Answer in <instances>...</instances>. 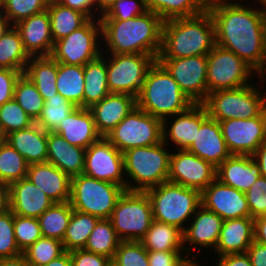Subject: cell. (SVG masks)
<instances>
[{
  "label": "cell",
  "mask_w": 266,
  "mask_h": 266,
  "mask_svg": "<svg viewBox=\"0 0 266 266\" xmlns=\"http://www.w3.org/2000/svg\"><path fill=\"white\" fill-rule=\"evenodd\" d=\"M63 6L81 11L86 14L90 19L99 18L95 15V0H56ZM97 16V17H96Z\"/></svg>",
  "instance_id": "obj_55"
},
{
  "label": "cell",
  "mask_w": 266,
  "mask_h": 266,
  "mask_svg": "<svg viewBox=\"0 0 266 266\" xmlns=\"http://www.w3.org/2000/svg\"><path fill=\"white\" fill-rule=\"evenodd\" d=\"M31 56L24 48L20 33L12 25L0 38V68L24 73Z\"/></svg>",
  "instance_id": "obj_37"
},
{
  "label": "cell",
  "mask_w": 266,
  "mask_h": 266,
  "mask_svg": "<svg viewBox=\"0 0 266 266\" xmlns=\"http://www.w3.org/2000/svg\"><path fill=\"white\" fill-rule=\"evenodd\" d=\"M167 147L162 141L156 145L132 148L123 153L127 191L145 192L168 181L173 147L171 150Z\"/></svg>",
  "instance_id": "obj_5"
},
{
  "label": "cell",
  "mask_w": 266,
  "mask_h": 266,
  "mask_svg": "<svg viewBox=\"0 0 266 266\" xmlns=\"http://www.w3.org/2000/svg\"><path fill=\"white\" fill-rule=\"evenodd\" d=\"M2 2H3V0H0V9H1V6H2Z\"/></svg>",
  "instance_id": "obj_70"
},
{
  "label": "cell",
  "mask_w": 266,
  "mask_h": 266,
  "mask_svg": "<svg viewBox=\"0 0 266 266\" xmlns=\"http://www.w3.org/2000/svg\"><path fill=\"white\" fill-rule=\"evenodd\" d=\"M187 151L216 168L231 155L223 138L220 123L209 116L201 123L195 142Z\"/></svg>",
  "instance_id": "obj_24"
},
{
  "label": "cell",
  "mask_w": 266,
  "mask_h": 266,
  "mask_svg": "<svg viewBox=\"0 0 266 266\" xmlns=\"http://www.w3.org/2000/svg\"><path fill=\"white\" fill-rule=\"evenodd\" d=\"M215 42V26L210 12L163 22L158 58H185L207 55Z\"/></svg>",
  "instance_id": "obj_3"
},
{
  "label": "cell",
  "mask_w": 266,
  "mask_h": 266,
  "mask_svg": "<svg viewBox=\"0 0 266 266\" xmlns=\"http://www.w3.org/2000/svg\"><path fill=\"white\" fill-rule=\"evenodd\" d=\"M256 85V86H255ZM254 81L237 89L217 90L202 103L208 116L219 121L251 119L266 109V93Z\"/></svg>",
  "instance_id": "obj_7"
},
{
  "label": "cell",
  "mask_w": 266,
  "mask_h": 266,
  "mask_svg": "<svg viewBox=\"0 0 266 266\" xmlns=\"http://www.w3.org/2000/svg\"><path fill=\"white\" fill-rule=\"evenodd\" d=\"M47 11L50 16L51 34L54 43L81 28L90 20L81 11L63 6L56 0H50Z\"/></svg>",
  "instance_id": "obj_33"
},
{
  "label": "cell",
  "mask_w": 266,
  "mask_h": 266,
  "mask_svg": "<svg viewBox=\"0 0 266 266\" xmlns=\"http://www.w3.org/2000/svg\"><path fill=\"white\" fill-rule=\"evenodd\" d=\"M126 189L115 183L84 174L71 178L70 204L74 210L99 219H110L113 209Z\"/></svg>",
  "instance_id": "obj_8"
},
{
  "label": "cell",
  "mask_w": 266,
  "mask_h": 266,
  "mask_svg": "<svg viewBox=\"0 0 266 266\" xmlns=\"http://www.w3.org/2000/svg\"><path fill=\"white\" fill-rule=\"evenodd\" d=\"M65 252L62 241L41 237L22 252L30 266H43Z\"/></svg>",
  "instance_id": "obj_44"
},
{
  "label": "cell",
  "mask_w": 266,
  "mask_h": 266,
  "mask_svg": "<svg viewBox=\"0 0 266 266\" xmlns=\"http://www.w3.org/2000/svg\"><path fill=\"white\" fill-rule=\"evenodd\" d=\"M189 256H192V257H188V255L185 254V257L176 265V266H200V265H203V264H200L201 262H198L195 261V256L197 255H190ZM191 258V259H190Z\"/></svg>",
  "instance_id": "obj_65"
},
{
  "label": "cell",
  "mask_w": 266,
  "mask_h": 266,
  "mask_svg": "<svg viewBox=\"0 0 266 266\" xmlns=\"http://www.w3.org/2000/svg\"><path fill=\"white\" fill-rule=\"evenodd\" d=\"M48 132L36 123L23 130H16L5 136V141L10 144L28 164L47 162Z\"/></svg>",
  "instance_id": "obj_30"
},
{
  "label": "cell",
  "mask_w": 266,
  "mask_h": 266,
  "mask_svg": "<svg viewBox=\"0 0 266 266\" xmlns=\"http://www.w3.org/2000/svg\"><path fill=\"white\" fill-rule=\"evenodd\" d=\"M84 66L58 63V93L76 107L84 108Z\"/></svg>",
  "instance_id": "obj_35"
},
{
  "label": "cell",
  "mask_w": 266,
  "mask_h": 266,
  "mask_svg": "<svg viewBox=\"0 0 266 266\" xmlns=\"http://www.w3.org/2000/svg\"><path fill=\"white\" fill-rule=\"evenodd\" d=\"M191 219L183 231L184 253H188L187 255H189L191 250L196 249V254L198 255L200 253L201 255V251H205V248L206 250L210 249V251H214L224 220L202 205L198 207Z\"/></svg>",
  "instance_id": "obj_19"
},
{
  "label": "cell",
  "mask_w": 266,
  "mask_h": 266,
  "mask_svg": "<svg viewBox=\"0 0 266 266\" xmlns=\"http://www.w3.org/2000/svg\"><path fill=\"white\" fill-rule=\"evenodd\" d=\"M5 140V136L3 135L1 129H0V143Z\"/></svg>",
  "instance_id": "obj_69"
},
{
  "label": "cell",
  "mask_w": 266,
  "mask_h": 266,
  "mask_svg": "<svg viewBox=\"0 0 266 266\" xmlns=\"http://www.w3.org/2000/svg\"><path fill=\"white\" fill-rule=\"evenodd\" d=\"M254 241V219L242 217L225 220L213 253L217 256L246 253Z\"/></svg>",
  "instance_id": "obj_26"
},
{
  "label": "cell",
  "mask_w": 266,
  "mask_h": 266,
  "mask_svg": "<svg viewBox=\"0 0 266 266\" xmlns=\"http://www.w3.org/2000/svg\"><path fill=\"white\" fill-rule=\"evenodd\" d=\"M146 11L145 0H116L99 20H127Z\"/></svg>",
  "instance_id": "obj_50"
},
{
  "label": "cell",
  "mask_w": 266,
  "mask_h": 266,
  "mask_svg": "<svg viewBox=\"0 0 266 266\" xmlns=\"http://www.w3.org/2000/svg\"><path fill=\"white\" fill-rule=\"evenodd\" d=\"M246 253L252 266H266V245L253 241Z\"/></svg>",
  "instance_id": "obj_57"
},
{
  "label": "cell",
  "mask_w": 266,
  "mask_h": 266,
  "mask_svg": "<svg viewBox=\"0 0 266 266\" xmlns=\"http://www.w3.org/2000/svg\"><path fill=\"white\" fill-rule=\"evenodd\" d=\"M72 266H105L109 258L98 255L84 249H76L69 252Z\"/></svg>",
  "instance_id": "obj_53"
},
{
  "label": "cell",
  "mask_w": 266,
  "mask_h": 266,
  "mask_svg": "<svg viewBox=\"0 0 266 266\" xmlns=\"http://www.w3.org/2000/svg\"><path fill=\"white\" fill-rule=\"evenodd\" d=\"M72 212L70 202L54 203L37 218L42 236L63 241Z\"/></svg>",
  "instance_id": "obj_39"
},
{
  "label": "cell",
  "mask_w": 266,
  "mask_h": 266,
  "mask_svg": "<svg viewBox=\"0 0 266 266\" xmlns=\"http://www.w3.org/2000/svg\"><path fill=\"white\" fill-rule=\"evenodd\" d=\"M242 2L208 0L207 10L214 22L216 44L235 53L256 71L264 58L266 17L260 5L252 8Z\"/></svg>",
  "instance_id": "obj_1"
},
{
  "label": "cell",
  "mask_w": 266,
  "mask_h": 266,
  "mask_svg": "<svg viewBox=\"0 0 266 266\" xmlns=\"http://www.w3.org/2000/svg\"><path fill=\"white\" fill-rule=\"evenodd\" d=\"M252 157L259 166L261 176L266 178V142L260 145Z\"/></svg>",
  "instance_id": "obj_59"
},
{
  "label": "cell",
  "mask_w": 266,
  "mask_h": 266,
  "mask_svg": "<svg viewBox=\"0 0 266 266\" xmlns=\"http://www.w3.org/2000/svg\"><path fill=\"white\" fill-rule=\"evenodd\" d=\"M184 251H148L149 266H176L185 256Z\"/></svg>",
  "instance_id": "obj_54"
},
{
  "label": "cell",
  "mask_w": 266,
  "mask_h": 266,
  "mask_svg": "<svg viewBox=\"0 0 266 266\" xmlns=\"http://www.w3.org/2000/svg\"><path fill=\"white\" fill-rule=\"evenodd\" d=\"M113 260L118 266H149L148 251L140 241H121Z\"/></svg>",
  "instance_id": "obj_48"
},
{
  "label": "cell",
  "mask_w": 266,
  "mask_h": 266,
  "mask_svg": "<svg viewBox=\"0 0 266 266\" xmlns=\"http://www.w3.org/2000/svg\"><path fill=\"white\" fill-rule=\"evenodd\" d=\"M22 74L18 70L0 68V106L13 99L16 82Z\"/></svg>",
  "instance_id": "obj_52"
},
{
  "label": "cell",
  "mask_w": 266,
  "mask_h": 266,
  "mask_svg": "<svg viewBox=\"0 0 266 266\" xmlns=\"http://www.w3.org/2000/svg\"><path fill=\"white\" fill-rule=\"evenodd\" d=\"M115 1L116 0H95V14L97 13L100 18Z\"/></svg>",
  "instance_id": "obj_63"
},
{
  "label": "cell",
  "mask_w": 266,
  "mask_h": 266,
  "mask_svg": "<svg viewBox=\"0 0 266 266\" xmlns=\"http://www.w3.org/2000/svg\"><path fill=\"white\" fill-rule=\"evenodd\" d=\"M201 205L219 215L224 221L251 217L245 192L215 179L201 192Z\"/></svg>",
  "instance_id": "obj_18"
},
{
  "label": "cell",
  "mask_w": 266,
  "mask_h": 266,
  "mask_svg": "<svg viewBox=\"0 0 266 266\" xmlns=\"http://www.w3.org/2000/svg\"><path fill=\"white\" fill-rule=\"evenodd\" d=\"M259 166L252 156L230 155L218 167L216 179L239 191L246 192L260 177Z\"/></svg>",
  "instance_id": "obj_27"
},
{
  "label": "cell",
  "mask_w": 266,
  "mask_h": 266,
  "mask_svg": "<svg viewBox=\"0 0 266 266\" xmlns=\"http://www.w3.org/2000/svg\"><path fill=\"white\" fill-rule=\"evenodd\" d=\"M107 55V81L110 93H125L137 98L147 71L157 59L145 54Z\"/></svg>",
  "instance_id": "obj_13"
},
{
  "label": "cell",
  "mask_w": 266,
  "mask_h": 266,
  "mask_svg": "<svg viewBox=\"0 0 266 266\" xmlns=\"http://www.w3.org/2000/svg\"><path fill=\"white\" fill-rule=\"evenodd\" d=\"M110 220L122 241H140L154 220L147 193L125 190L118 199Z\"/></svg>",
  "instance_id": "obj_9"
},
{
  "label": "cell",
  "mask_w": 266,
  "mask_h": 266,
  "mask_svg": "<svg viewBox=\"0 0 266 266\" xmlns=\"http://www.w3.org/2000/svg\"><path fill=\"white\" fill-rule=\"evenodd\" d=\"M253 2H255L256 5H258L257 3H259L261 5L262 11L266 17V0H255Z\"/></svg>",
  "instance_id": "obj_67"
},
{
  "label": "cell",
  "mask_w": 266,
  "mask_h": 266,
  "mask_svg": "<svg viewBox=\"0 0 266 266\" xmlns=\"http://www.w3.org/2000/svg\"><path fill=\"white\" fill-rule=\"evenodd\" d=\"M14 26L31 57L51 56L54 41L47 9L17 22Z\"/></svg>",
  "instance_id": "obj_21"
},
{
  "label": "cell",
  "mask_w": 266,
  "mask_h": 266,
  "mask_svg": "<svg viewBox=\"0 0 266 266\" xmlns=\"http://www.w3.org/2000/svg\"><path fill=\"white\" fill-rule=\"evenodd\" d=\"M251 218L255 219L266 214V178L258 177L245 192Z\"/></svg>",
  "instance_id": "obj_51"
},
{
  "label": "cell",
  "mask_w": 266,
  "mask_h": 266,
  "mask_svg": "<svg viewBox=\"0 0 266 266\" xmlns=\"http://www.w3.org/2000/svg\"><path fill=\"white\" fill-rule=\"evenodd\" d=\"M69 144L87 149L101 136L98 134L89 108L77 107L54 131Z\"/></svg>",
  "instance_id": "obj_29"
},
{
  "label": "cell",
  "mask_w": 266,
  "mask_h": 266,
  "mask_svg": "<svg viewBox=\"0 0 266 266\" xmlns=\"http://www.w3.org/2000/svg\"><path fill=\"white\" fill-rule=\"evenodd\" d=\"M9 209L22 217L38 218L54 202L28 178L8 186Z\"/></svg>",
  "instance_id": "obj_23"
},
{
  "label": "cell",
  "mask_w": 266,
  "mask_h": 266,
  "mask_svg": "<svg viewBox=\"0 0 266 266\" xmlns=\"http://www.w3.org/2000/svg\"><path fill=\"white\" fill-rule=\"evenodd\" d=\"M28 163L5 140L0 143V183L10 184L27 178Z\"/></svg>",
  "instance_id": "obj_41"
},
{
  "label": "cell",
  "mask_w": 266,
  "mask_h": 266,
  "mask_svg": "<svg viewBox=\"0 0 266 266\" xmlns=\"http://www.w3.org/2000/svg\"><path fill=\"white\" fill-rule=\"evenodd\" d=\"M162 120L136 106L106 138L120 152L163 141Z\"/></svg>",
  "instance_id": "obj_10"
},
{
  "label": "cell",
  "mask_w": 266,
  "mask_h": 266,
  "mask_svg": "<svg viewBox=\"0 0 266 266\" xmlns=\"http://www.w3.org/2000/svg\"><path fill=\"white\" fill-rule=\"evenodd\" d=\"M13 99L34 122L38 120L44 108L45 100L33 82L24 74L16 82Z\"/></svg>",
  "instance_id": "obj_43"
},
{
  "label": "cell",
  "mask_w": 266,
  "mask_h": 266,
  "mask_svg": "<svg viewBox=\"0 0 266 266\" xmlns=\"http://www.w3.org/2000/svg\"><path fill=\"white\" fill-rule=\"evenodd\" d=\"M146 8L163 21L192 17L207 9L208 0H145Z\"/></svg>",
  "instance_id": "obj_36"
},
{
  "label": "cell",
  "mask_w": 266,
  "mask_h": 266,
  "mask_svg": "<svg viewBox=\"0 0 266 266\" xmlns=\"http://www.w3.org/2000/svg\"><path fill=\"white\" fill-rule=\"evenodd\" d=\"M100 22L102 47H107L102 50L104 54H145L158 58L164 21L156 13L147 10L131 19Z\"/></svg>",
  "instance_id": "obj_2"
},
{
  "label": "cell",
  "mask_w": 266,
  "mask_h": 266,
  "mask_svg": "<svg viewBox=\"0 0 266 266\" xmlns=\"http://www.w3.org/2000/svg\"><path fill=\"white\" fill-rule=\"evenodd\" d=\"M101 22L90 19L84 26L56 41L51 57L58 63L84 66L102 54ZM101 42V46H100Z\"/></svg>",
  "instance_id": "obj_12"
},
{
  "label": "cell",
  "mask_w": 266,
  "mask_h": 266,
  "mask_svg": "<svg viewBox=\"0 0 266 266\" xmlns=\"http://www.w3.org/2000/svg\"><path fill=\"white\" fill-rule=\"evenodd\" d=\"M140 242L147 251H184L183 231L156 220H153Z\"/></svg>",
  "instance_id": "obj_34"
},
{
  "label": "cell",
  "mask_w": 266,
  "mask_h": 266,
  "mask_svg": "<svg viewBox=\"0 0 266 266\" xmlns=\"http://www.w3.org/2000/svg\"><path fill=\"white\" fill-rule=\"evenodd\" d=\"M43 266H72L70 253L68 251H65L58 258Z\"/></svg>",
  "instance_id": "obj_61"
},
{
  "label": "cell",
  "mask_w": 266,
  "mask_h": 266,
  "mask_svg": "<svg viewBox=\"0 0 266 266\" xmlns=\"http://www.w3.org/2000/svg\"><path fill=\"white\" fill-rule=\"evenodd\" d=\"M105 266H118V265L112 259V260H109L108 263Z\"/></svg>",
  "instance_id": "obj_68"
},
{
  "label": "cell",
  "mask_w": 266,
  "mask_h": 266,
  "mask_svg": "<svg viewBox=\"0 0 266 266\" xmlns=\"http://www.w3.org/2000/svg\"><path fill=\"white\" fill-rule=\"evenodd\" d=\"M76 108L58 93L45 101L42 113L35 123L46 132H54Z\"/></svg>",
  "instance_id": "obj_42"
},
{
  "label": "cell",
  "mask_w": 266,
  "mask_h": 266,
  "mask_svg": "<svg viewBox=\"0 0 266 266\" xmlns=\"http://www.w3.org/2000/svg\"><path fill=\"white\" fill-rule=\"evenodd\" d=\"M9 209L8 186L0 183V214Z\"/></svg>",
  "instance_id": "obj_62"
},
{
  "label": "cell",
  "mask_w": 266,
  "mask_h": 266,
  "mask_svg": "<svg viewBox=\"0 0 266 266\" xmlns=\"http://www.w3.org/2000/svg\"><path fill=\"white\" fill-rule=\"evenodd\" d=\"M13 224L16 244L21 252L42 237L37 218L22 217L13 214Z\"/></svg>",
  "instance_id": "obj_47"
},
{
  "label": "cell",
  "mask_w": 266,
  "mask_h": 266,
  "mask_svg": "<svg viewBox=\"0 0 266 266\" xmlns=\"http://www.w3.org/2000/svg\"><path fill=\"white\" fill-rule=\"evenodd\" d=\"M20 254L22 252L19 250L14 236L13 213L8 209L0 214V259Z\"/></svg>",
  "instance_id": "obj_49"
},
{
  "label": "cell",
  "mask_w": 266,
  "mask_h": 266,
  "mask_svg": "<svg viewBox=\"0 0 266 266\" xmlns=\"http://www.w3.org/2000/svg\"><path fill=\"white\" fill-rule=\"evenodd\" d=\"M145 192L151 202L153 219L174 225L182 231L201 205L199 190L169 181Z\"/></svg>",
  "instance_id": "obj_6"
},
{
  "label": "cell",
  "mask_w": 266,
  "mask_h": 266,
  "mask_svg": "<svg viewBox=\"0 0 266 266\" xmlns=\"http://www.w3.org/2000/svg\"><path fill=\"white\" fill-rule=\"evenodd\" d=\"M47 162L55 165L71 178L83 174L85 168V150L69 144L61 135L48 132Z\"/></svg>",
  "instance_id": "obj_28"
},
{
  "label": "cell",
  "mask_w": 266,
  "mask_h": 266,
  "mask_svg": "<svg viewBox=\"0 0 266 266\" xmlns=\"http://www.w3.org/2000/svg\"><path fill=\"white\" fill-rule=\"evenodd\" d=\"M110 219H99L89 235L84 250L112 260L121 243Z\"/></svg>",
  "instance_id": "obj_38"
},
{
  "label": "cell",
  "mask_w": 266,
  "mask_h": 266,
  "mask_svg": "<svg viewBox=\"0 0 266 266\" xmlns=\"http://www.w3.org/2000/svg\"><path fill=\"white\" fill-rule=\"evenodd\" d=\"M84 79V108H90L110 93L104 52L97 59L84 65Z\"/></svg>",
  "instance_id": "obj_32"
},
{
  "label": "cell",
  "mask_w": 266,
  "mask_h": 266,
  "mask_svg": "<svg viewBox=\"0 0 266 266\" xmlns=\"http://www.w3.org/2000/svg\"><path fill=\"white\" fill-rule=\"evenodd\" d=\"M0 266H30L23 254L15 257L1 258Z\"/></svg>",
  "instance_id": "obj_60"
},
{
  "label": "cell",
  "mask_w": 266,
  "mask_h": 266,
  "mask_svg": "<svg viewBox=\"0 0 266 266\" xmlns=\"http://www.w3.org/2000/svg\"><path fill=\"white\" fill-rule=\"evenodd\" d=\"M35 124L34 120L14 100L0 106V129L4 136L16 130H23Z\"/></svg>",
  "instance_id": "obj_45"
},
{
  "label": "cell",
  "mask_w": 266,
  "mask_h": 266,
  "mask_svg": "<svg viewBox=\"0 0 266 266\" xmlns=\"http://www.w3.org/2000/svg\"><path fill=\"white\" fill-rule=\"evenodd\" d=\"M84 175L123 186L126 176L123 153L106 137H100L85 150Z\"/></svg>",
  "instance_id": "obj_15"
},
{
  "label": "cell",
  "mask_w": 266,
  "mask_h": 266,
  "mask_svg": "<svg viewBox=\"0 0 266 266\" xmlns=\"http://www.w3.org/2000/svg\"><path fill=\"white\" fill-rule=\"evenodd\" d=\"M223 138L231 155L252 156L266 137V109L251 119L219 121Z\"/></svg>",
  "instance_id": "obj_16"
},
{
  "label": "cell",
  "mask_w": 266,
  "mask_h": 266,
  "mask_svg": "<svg viewBox=\"0 0 266 266\" xmlns=\"http://www.w3.org/2000/svg\"><path fill=\"white\" fill-rule=\"evenodd\" d=\"M12 26L8 18L0 10V38Z\"/></svg>",
  "instance_id": "obj_66"
},
{
  "label": "cell",
  "mask_w": 266,
  "mask_h": 266,
  "mask_svg": "<svg viewBox=\"0 0 266 266\" xmlns=\"http://www.w3.org/2000/svg\"><path fill=\"white\" fill-rule=\"evenodd\" d=\"M50 0H3L1 11L12 25L47 9Z\"/></svg>",
  "instance_id": "obj_46"
},
{
  "label": "cell",
  "mask_w": 266,
  "mask_h": 266,
  "mask_svg": "<svg viewBox=\"0 0 266 266\" xmlns=\"http://www.w3.org/2000/svg\"><path fill=\"white\" fill-rule=\"evenodd\" d=\"M27 178L54 203L70 201L71 177L55 165L48 162L29 164Z\"/></svg>",
  "instance_id": "obj_25"
},
{
  "label": "cell",
  "mask_w": 266,
  "mask_h": 266,
  "mask_svg": "<svg viewBox=\"0 0 266 266\" xmlns=\"http://www.w3.org/2000/svg\"><path fill=\"white\" fill-rule=\"evenodd\" d=\"M217 168L185 150L172 151L168 181L202 192L216 179Z\"/></svg>",
  "instance_id": "obj_17"
},
{
  "label": "cell",
  "mask_w": 266,
  "mask_h": 266,
  "mask_svg": "<svg viewBox=\"0 0 266 266\" xmlns=\"http://www.w3.org/2000/svg\"><path fill=\"white\" fill-rule=\"evenodd\" d=\"M207 117L208 113L203 104H193L186 111L171 116V119L174 118L170 121L171 124L168 118L164 119L162 121L163 142L170 146L171 141V144L173 143L177 148L175 150H188L195 142L201 123Z\"/></svg>",
  "instance_id": "obj_20"
},
{
  "label": "cell",
  "mask_w": 266,
  "mask_h": 266,
  "mask_svg": "<svg viewBox=\"0 0 266 266\" xmlns=\"http://www.w3.org/2000/svg\"><path fill=\"white\" fill-rule=\"evenodd\" d=\"M215 266H252L247 253L227 254L218 256Z\"/></svg>",
  "instance_id": "obj_56"
},
{
  "label": "cell",
  "mask_w": 266,
  "mask_h": 266,
  "mask_svg": "<svg viewBox=\"0 0 266 266\" xmlns=\"http://www.w3.org/2000/svg\"><path fill=\"white\" fill-rule=\"evenodd\" d=\"M193 104L207 98V55L185 58H157Z\"/></svg>",
  "instance_id": "obj_14"
},
{
  "label": "cell",
  "mask_w": 266,
  "mask_h": 266,
  "mask_svg": "<svg viewBox=\"0 0 266 266\" xmlns=\"http://www.w3.org/2000/svg\"><path fill=\"white\" fill-rule=\"evenodd\" d=\"M255 75H256V80L259 78V83L261 85V83H264V81H266V45H265V51H264V58L262 61L261 66L255 71ZM261 81L263 82H260ZM265 79V80H264ZM266 90V89H265ZM266 92V91H265Z\"/></svg>",
  "instance_id": "obj_64"
},
{
  "label": "cell",
  "mask_w": 266,
  "mask_h": 266,
  "mask_svg": "<svg viewBox=\"0 0 266 266\" xmlns=\"http://www.w3.org/2000/svg\"><path fill=\"white\" fill-rule=\"evenodd\" d=\"M137 106L136 98L125 93H109L89 110L93 115L95 127L101 137L111 131Z\"/></svg>",
  "instance_id": "obj_22"
},
{
  "label": "cell",
  "mask_w": 266,
  "mask_h": 266,
  "mask_svg": "<svg viewBox=\"0 0 266 266\" xmlns=\"http://www.w3.org/2000/svg\"><path fill=\"white\" fill-rule=\"evenodd\" d=\"M136 102L143 111L162 121L186 111L193 105L181 91L178 83L157 60L147 71Z\"/></svg>",
  "instance_id": "obj_4"
},
{
  "label": "cell",
  "mask_w": 266,
  "mask_h": 266,
  "mask_svg": "<svg viewBox=\"0 0 266 266\" xmlns=\"http://www.w3.org/2000/svg\"><path fill=\"white\" fill-rule=\"evenodd\" d=\"M58 62L51 56L31 57L26 65V75L36 86L46 101L58 94L57 90Z\"/></svg>",
  "instance_id": "obj_31"
},
{
  "label": "cell",
  "mask_w": 266,
  "mask_h": 266,
  "mask_svg": "<svg viewBox=\"0 0 266 266\" xmlns=\"http://www.w3.org/2000/svg\"><path fill=\"white\" fill-rule=\"evenodd\" d=\"M254 241L266 245V214L254 219Z\"/></svg>",
  "instance_id": "obj_58"
},
{
  "label": "cell",
  "mask_w": 266,
  "mask_h": 266,
  "mask_svg": "<svg viewBox=\"0 0 266 266\" xmlns=\"http://www.w3.org/2000/svg\"><path fill=\"white\" fill-rule=\"evenodd\" d=\"M98 220L99 218L96 216L73 209L66 234L62 241L64 250L70 252L76 249H84L89 235Z\"/></svg>",
  "instance_id": "obj_40"
},
{
  "label": "cell",
  "mask_w": 266,
  "mask_h": 266,
  "mask_svg": "<svg viewBox=\"0 0 266 266\" xmlns=\"http://www.w3.org/2000/svg\"><path fill=\"white\" fill-rule=\"evenodd\" d=\"M255 70L232 51L217 44L207 54V95L250 85Z\"/></svg>",
  "instance_id": "obj_11"
}]
</instances>
